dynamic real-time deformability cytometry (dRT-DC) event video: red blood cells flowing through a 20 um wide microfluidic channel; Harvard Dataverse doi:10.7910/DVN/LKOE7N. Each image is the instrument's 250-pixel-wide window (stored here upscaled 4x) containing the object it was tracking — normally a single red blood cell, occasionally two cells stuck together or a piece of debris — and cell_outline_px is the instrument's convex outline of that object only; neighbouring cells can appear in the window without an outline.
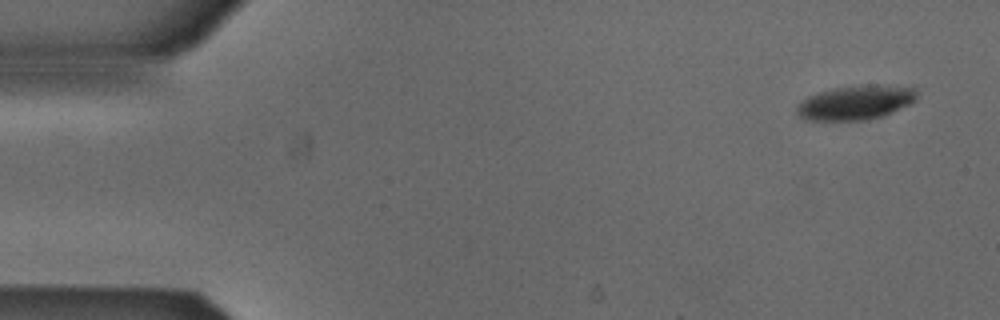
{"species": "Egyptian fruit bat (a non-hibernating species)", "species_latin": "Rousettus aegyptiacus", "temperature_condition": "cold", "stored_images_in_passage": 14, "camera_frame_rate_fps": 3000, "um_per_image_px": 0.085, "animal": {"sex": "male"}, "frame": {"image": 1, "passage_image": 1, "time_ms": 0.0, "image_size_px": [1000, 320], "cell_outline_px": [[916, 100], [884, 116], [864, 120], [804, 120], [796, 112], [796, 108], [808, 96], [832, 88], [916, 88]], "centroid_in_image_um": [72.64, 8.79], "position_along_channel_um": 12.4, "area_um2": 22.54}}
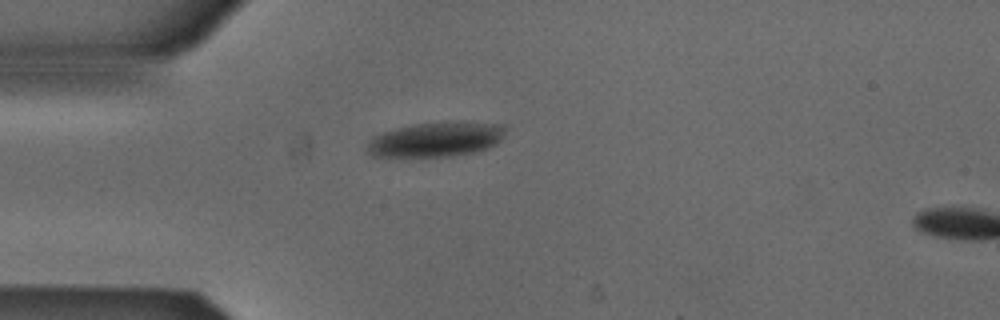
{"frame": {"image": 2, "passage_image": 12, "time_ms": 3.667, "image_size_px": [1000, 320], "cell_outline_px": [[504, 136], [496, 144], [488, 148], [476, 152], [452, 156], [372, 156], [368, 152], [368, 144], [372, 136], [396, 128], [416, 124], [460, 120], [504, 124]], "centroid_in_image_um": [37.13, 11.83], "position_along_channel_um": 47.9, "area_um2": 28.15}}